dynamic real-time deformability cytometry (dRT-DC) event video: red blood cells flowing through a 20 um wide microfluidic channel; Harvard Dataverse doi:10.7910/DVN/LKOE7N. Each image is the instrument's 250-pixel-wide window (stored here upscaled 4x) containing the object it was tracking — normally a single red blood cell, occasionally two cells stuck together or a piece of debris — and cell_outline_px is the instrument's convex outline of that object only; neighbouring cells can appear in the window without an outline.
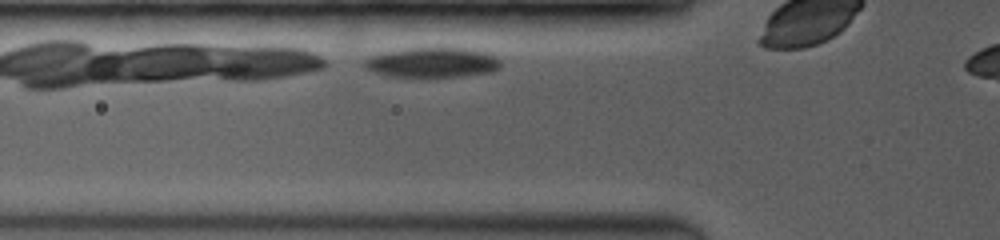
{"species": "common noctule bat (a hibernating species)", "species_latin": "Nyctalus noctula", "temperature_condition": "room temperature", "stored_images_in_passage": 15, "camera_frame_rate_fps": 3500, "um_per_image_px": 0.085, "animal": {"sex": "female", "body_mass_g": 19.0, "forearm_length_mm": 53.3}, "frame": {"image": 1, "passage_image": 5, "time_ms": 1.143, "image_size_px": [1000, 240], "cell_outline_px": [[500, 68], [492, 72], [464, 76], [392, 76], [372, 72], [364, 68], [364, 60], [372, 56], [388, 52], [412, 48], [464, 48], [484, 52], [496, 56], [500, 60]], "centroid_in_image_um": [36.79, 5.32], "position_along_channel_um": 89.0, "area_um2": 23.41}}